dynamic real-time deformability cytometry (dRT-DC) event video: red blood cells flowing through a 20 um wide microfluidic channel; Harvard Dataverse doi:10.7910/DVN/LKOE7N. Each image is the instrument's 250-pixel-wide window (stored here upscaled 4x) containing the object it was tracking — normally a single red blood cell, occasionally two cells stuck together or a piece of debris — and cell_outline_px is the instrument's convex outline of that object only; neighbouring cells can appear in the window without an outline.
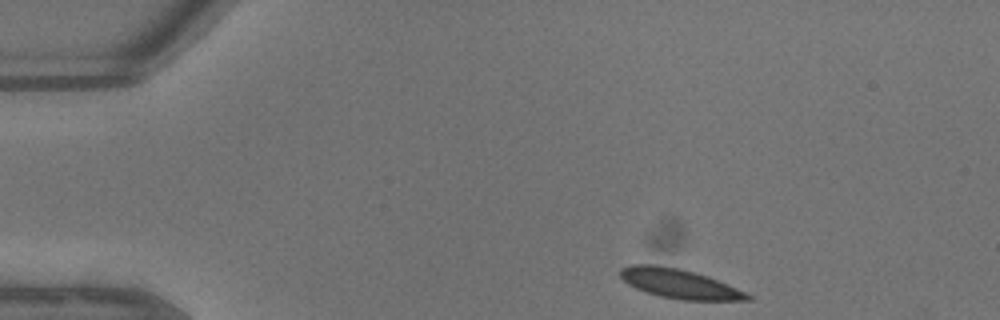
{"species": "common noctule bat (a hibernating species)", "species_latin": "Nyctalus noctula", "temperature_condition": "warm", "stored_images_in_passage": 32, "camera_frame_rate_fps": 3000, "um_per_image_px": 0.085, "animal": {"sex": "male", "body_mass_g": 13.3}, "frame": {"image": 1, "passage_image": 1, "time_ms": 0.0, "image_size_px": [1000, 320], "cell_outline_px": [[752, 300], [680, 300], [660, 296], [636, 288], [628, 284], [620, 276], [620, 268], [632, 264], [656, 264], [680, 268], [696, 272], [708, 276], [736, 288], [752, 296]], "centroid_in_image_um": [57.73, 24.1], "position_along_channel_um": 27.3, "area_um2": 21.73}}
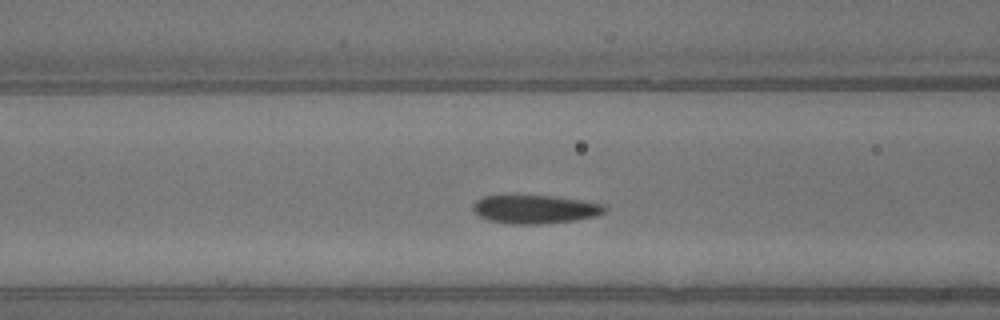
{"frame": {"image": 2, "passage_image": 12, "time_ms": 3.667, "image_size_px": [1000, 320], "cell_outline_px": [[608, 208], [604, 212], [596, 216], [572, 220], [540, 224], [512, 224], [488, 220], [480, 216], [472, 208], [472, 204], [476, 200], [484, 196], [552, 196], [580, 200], [604, 204]], "centroid_in_image_um": [45.48, 17.79], "position_along_channel_um": 121.1, "area_um2": 21.62}}
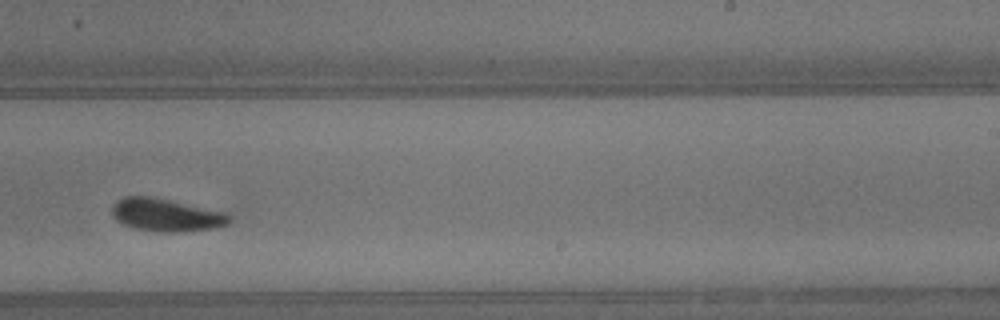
{"frame": {"image": 3, "passage_image": 22, "time_ms": 7.0, "image_size_px": [1000, 320], "cell_outline_px": [[228, 220], [224, 224], [216, 228], [184, 232], [156, 232], [136, 228], [124, 224], [116, 220], [112, 216], [112, 204], [116, 200], [124, 196], [148, 196], [228, 212]], "centroid_in_image_um": [14.08, 18.27], "position_along_channel_um": 274.9, "area_um2": 22.37}, "authors_computed_cell_mechanics": {"area_um2": 21.7039, "velocity_mm_per_s": 4.6248, "shape_relaxation_time_tau1_ms": 1.589, "shape_relaxation_time_tau2_ms": 0.441, "deformation_change_tau1": 0.1071, "deformation_change_tau2": 0.0581}}